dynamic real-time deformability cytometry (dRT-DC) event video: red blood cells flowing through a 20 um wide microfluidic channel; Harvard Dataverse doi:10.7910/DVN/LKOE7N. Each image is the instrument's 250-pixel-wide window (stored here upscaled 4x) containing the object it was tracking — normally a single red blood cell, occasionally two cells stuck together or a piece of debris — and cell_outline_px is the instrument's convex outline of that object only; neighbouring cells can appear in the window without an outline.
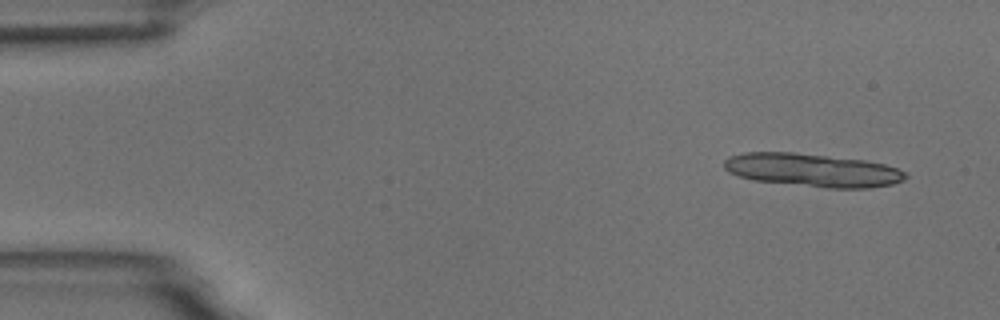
{"species": "common noctule bat (a hibernating species)", "species_latin": "Nyctalus noctula", "temperature_condition": "room temperature", "stored_images_in_passage": 6, "segment_of_instrument_passage": [1, 2], "camera_frame_rate_fps": 3000, "um_per_image_px": 0.085, "animal": {"sex": "male", "body_mass_g": 18.8}, "frame": {"image": 1, "passage_image": 1, "time_ms": 0.0, "image_size_px": [1000, 320], "cell_outline_px": [[908, 176], [904, 180], [892, 184], [868, 188], [828, 188], [752, 180], [728, 172], [724, 168], [724, 160], [728, 156], [744, 152], [792, 152], [864, 160], [884, 164], [908, 172]], "centroid_in_image_um": [69.06, 14.46], "position_along_channel_um": 15.9, "area_um2": 35.2}}